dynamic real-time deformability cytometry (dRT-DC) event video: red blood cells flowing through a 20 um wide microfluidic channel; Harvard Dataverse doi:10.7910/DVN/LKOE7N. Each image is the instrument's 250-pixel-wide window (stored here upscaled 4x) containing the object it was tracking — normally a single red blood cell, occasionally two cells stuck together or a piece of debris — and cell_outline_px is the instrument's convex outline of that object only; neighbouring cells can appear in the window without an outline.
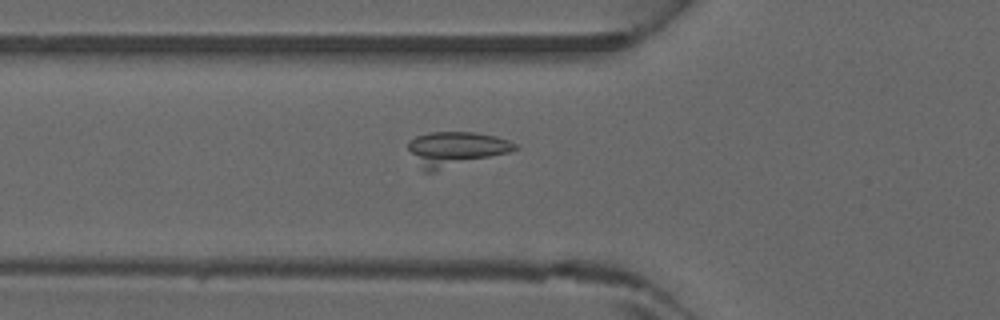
{"species": "common noctule bat (a hibernating species)", "species_latin": "Nyctalus noctula", "temperature_condition": "warm", "stored_images_in_passage": 31, "camera_frame_rate_fps": 3000, "um_per_image_px": 0.085, "animal": {"sex": "male", "forearm_length_mm": 52.5}, "frame": {"image": 1, "passage_image": 3, "time_ms": 0.667, "image_size_px": [1000, 320], "cell_outline_px": [[520, 148], [508, 152], [436, 172], [424, 172], [408, 148], [408, 140], [416, 136], [428, 132], [472, 132], [496, 136], [508, 140], [516, 144]], "centroid_in_image_um": [38.72, 12.66], "position_along_channel_um": 87.1, "area_um2": 21.5}}
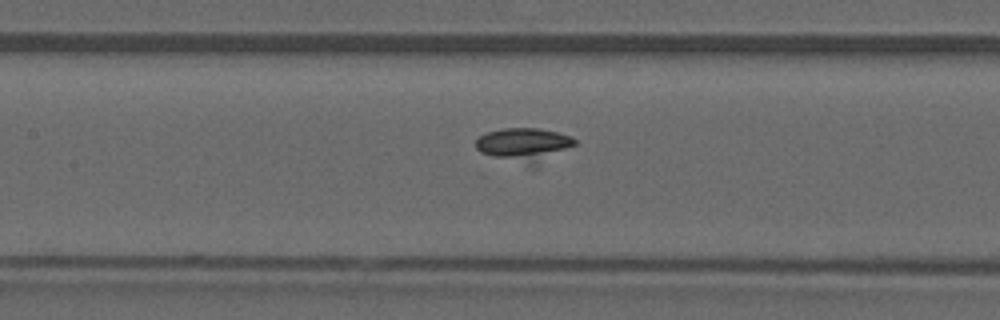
{"frame": {"image": 2, "passage_image": 8, "time_ms": 2.333, "image_size_px": [1000, 320], "cell_outline_px": [[576, 144], [536, 168], [528, 168], [480, 152], [476, 148], [476, 140], [480, 136], [488, 132], [504, 128], [540, 128], [572, 136], [576, 140]], "centroid_in_image_um": [44.59, 12.35], "position_along_channel_um": 162.8, "area_um2": 20.06}}
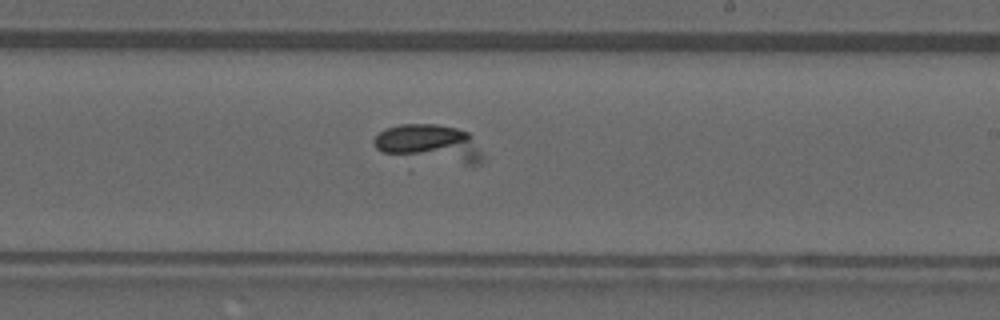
{"frame": {"image": 3, "passage_image": 14, "time_ms": 4.333, "image_size_px": [1000, 320], "cell_outline_px": [[484, 156], [476, 164], [408, 172], [380, 152], [372, 144], [372, 140], [380, 132], [388, 128], [400, 124], [436, 124], [456, 128], [468, 132], [472, 136]], "centroid_in_image_um": [36.35, 12.47], "position_along_channel_um": 252.7, "area_um2": 28.55}}